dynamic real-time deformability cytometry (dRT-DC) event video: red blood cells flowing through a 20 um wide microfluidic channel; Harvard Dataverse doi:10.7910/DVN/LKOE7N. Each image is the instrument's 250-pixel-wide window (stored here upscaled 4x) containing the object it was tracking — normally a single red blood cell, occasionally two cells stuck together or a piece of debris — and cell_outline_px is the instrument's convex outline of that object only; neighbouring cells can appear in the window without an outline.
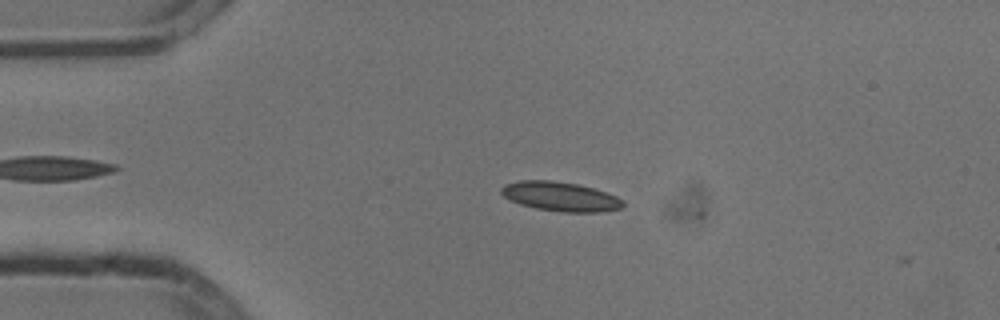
{"species": "common noctule bat (a hibernating species)", "species_latin": "Nyctalus noctula", "temperature_condition": "cold", "stored_images_in_passage": 12, "camera_frame_rate_fps": 3000, "um_per_image_px": 0.085, "animal": {"sex": "male", "body_mass_g": 13.3}, "frame": {"image": 1, "passage_image": 11, "time_ms": 3.333, "image_size_px": [1000, 320], "cell_outline_px": [[624, 204], [620, 208], [600, 212], [564, 212], [536, 208], [520, 204], [504, 196], [500, 192], [500, 188], [504, 184], [520, 180], [552, 180], [580, 184], [616, 196], [624, 200]], "centroid_in_image_um": [47.62, 16.69], "position_along_channel_um": 37.4, "area_um2": 20.75}}